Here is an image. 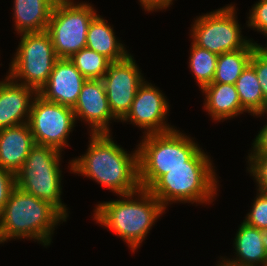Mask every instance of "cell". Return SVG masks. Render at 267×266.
<instances>
[{
    "label": "cell",
    "instance_id": "1",
    "mask_svg": "<svg viewBox=\"0 0 267 266\" xmlns=\"http://www.w3.org/2000/svg\"><path fill=\"white\" fill-rule=\"evenodd\" d=\"M111 134H91L86 153L70 161V170L81 174L113 193L120 195L138 191V150L128 154L112 140Z\"/></svg>",
    "mask_w": 267,
    "mask_h": 266
},
{
    "label": "cell",
    "instance_id": "2",
    "mask_svg": "<svg viewBox=\"0 0 267 266\" xmlns=\"http://www.w3.org/2000/svg\"><path fill=\"white\" fill-rule=\"evenodd\" d=\"M141 141L136 149L142 189L148 190L162 175L176 167H214L199 144L177 129L143 135Z\"/></svg>",
    "mask_w": 267,
    "mask_h": 266
},
{
    "label": "cell",
    "instance_id": "3",
    "mask_svg": "<svg viewBox=\"0 0 267 266\" xmlns=\"http://www.w3.org/2000/svg\"><path fill=\"white\" fill-rule=\"evenodd\" d=\"M120 197L124 199L99 203L93 218L121 237L134 252L166 208L147 189L140 188Z\"/></svg>",
    "mask_w": 267,
    "mask_h": 266
},
{
    "label": "cell",
    "instance_id": "4",
    "mask_svg": "<svg viewBox=\"0 0 267 266\" xmlns=\"http://www.w3.org/2000/svg\"><path fill=\"white\" fill-rule=\"evenodd\" d=\"M61 221L66 217L55 206L16 186L0 213V244L11 238H29L48 246Z\"/></svg>",
    "mask_w": 267,
    "mask_h": 266
},
{
    "label": "cell",
    "instance_id": "5",
    "mask_svg": "<svg viewBox=\"0 0 267 266\" xmlns=\"http://www.w3.org/2000/svg\"><path fill=\"white\" fill-rule=\"evenodd\" d=\"M61 154L54 147L35 144L15 176L19 189L51 203L67 218L68 209L61 202Z\"/></svg>",
    "mask_w": 267,
    "mask_h": 266
},
{
    "label": "cell",
    "instance_id": "6",
    "mask_svg": "<svg viewBox=\"0 0 267 266\" xmlns=\"http://www.w3.org/2000/svg\"><path fill=\"white\" fill-rule=\"evenodd\" d=\"M214 171L213 167H176L162 175L148 191L165 208L171 202L209 204L214 201L219 184Z\"/></svg>",
    "mask_w": 267,
    "mask_h": 266
},
{
    "label": "cell",
    "instance_id": "7",
    "mask_svg": "<svg viewBox=\"0 0 267 266\" xmlns=\"http://www.w3.org/2000/svg\"><path fill=\"white\" fill-rule=\"evenodd\" d=\"M20 36L21 41L7 75L39 92L49 79L59 58L47 31L22 33Z\"/></svg>",
    "mask_w": 267,
    "mask_h": 266
},
{
    "label": "cell",
    "instance_id": "8",
    "mask_svg": "<svg viewBox=\"0 0 267 266\" xmlns=\"http://www.w3.org/2000/svg\"><path fill=\"white\" fill-rule=\"evenodd\" d=\"M97 15L89 3L58 0L54 5L47 27L58 58H70L86 48L90 22Z\"/></svg>",
    "mask_w": 267,
    "mask_h": 266
},
{
    "label": "cell",
    "instance_id": "9",
    "mask_svg": "<svg viewBox=\"0 0 267 266\" xmlns=\"http://www.w3.org/2000/svg\"><path fill=\"white\" fill-rule=\"evenodd\" d=\"M235 10L233 4L227 5L196 18L190 30L192 42L217 55L245 48L252 40L241 34Z\"/></svg>",
    "mask_w": 267,
    "mask_h": 266
},
{
    "label": "cell",
    "instance_id": "10",
    "mask_svg": "<svg viewBox=\"0 0 267 266\" xmlns=\"http://www.w3.org/2000/svg\"><path fill=\"white\" fill-rule=\"evenodd\" d=\"M72 107L34 97L28 124L35 144L54 147L61 152L69 146L67 138L75 127Z\"/></svg>",
    "mask_w": 267,
    "mask_h": 266
},
{
    "label": "cell",
    "instance_id": "11",
    "mask_svg": "<svg viewBox=\"0 0 267 266\" xmlns=\"http://www.w3.org/2000/svg\"><path fill=\"white\" fill-rule=\"evenodd\" d=\"M134 57L111 62L102 78L110 110L117 121L129 113L138 87L145 81Z\"/></svg>",
    "mask_w": 267,
    "mask_h": 266
},
{
    "label": "cell",
    "instance_id": "12",
    "mask_svg": "<svg viewBox=\"0 0 267 266\" xmlns=\"http://www.w3.org/2000/svg\"><path fill=\"white\" fill-rule=\"evenodd\" d=\"M146 82L138 87L131 109L122 121H130L144 129V135L165 133L175 129L165 121L169 110L166 96L156 86Z\"/></svg>",
    "mask_w": 267,
    "mask_h": 266
},
{
    "label": "cell",
    "instance_id": "13",
    "mask_svg": "<svg viewBox=\"0 0 267 266\" xmlns=\"http://www.w3.org/2000/svg\"><path fill=\"white\" fill-rule=\"evenodd\" d=\"M72 109L76 120L88 122L90 134H110L109 123L117 120L110 110L102 79H87Z\"/></svg>",
    "mask_w": 267,
    "mask_h": 266
},
{
    "label": "cell",
    "instance_id": "14",
    "mask_svg": "<svg viewBox=\"0 0 267 266\" xmlns=\"http://www.w3.org/2000/svg\"><path fill=\"white\" fill-rule=\"evenodd\" d=\"M86 80L69 58H59L38 95L46 101L73 108Z\"/></svg>",
    "mask_w": 267,
    "mask_h": 266
},
{
    "label": "cell",
    "instance_id": "15",
    "mask_svg": "<svg viewBox=\"0 0 267 266\" xmlns=\"http://www.w3.org/2000/svg\"><path fill=\"white\" fill-rule=\"evenodd\" d=\"M36 95L38 92L35 89L6 75L0 81V129L28 123Z\"/></svg>",
    "mask_w": 267,
    "mask_h": 266
},
{
    "label": "cell",
    "instance_id": "16",
    "mask_svg": "<svg viewBox=\"0 0 267 266\" xmlns=\"http://www.w3.org/2000/svg\"><path fill=\"white\" fill-rule=\"evenodd\" d=\"M34 145L28 123L0 129V167L16 174Z\"/></svg>",
    "mask_w": 267,
    "mask_h": 266
},
{
    "label": "cell",
    "instance_id": "17",
    "mask_svg": "<svg viewBox=\"0 0 267 266\" xmlns=\"http://www.w3.org/2000/svg\"><path fill=\"white\" fill-rule=\"evenodd\" d=\"M236 258H221L232 266H265L267 262V232L240 224L234 238ZM236 259V260H235Z\"/></svg>",
    "mask_w": 267,
    "mask_h": 266
},
{
    "label": "cell",
    "instance_id": "18",
    "mask_svg": "<svg viewBox=\"0 0 267 266\" xmlns=\"http://www.w3.org/2000/svg\"><path fill=\"white\" fill-rule=\"evenodd\" d=\"M201 90L206 97L204 98V108L214 121L227 120L246 112L233 84L210 83Z\"/></svg>",
    "mask_w": 267,
    "mask_h": 266
},
{
    "label": "cell",
    "instance_id": "19",
    "mask_svg": "<svg viewBox=\"0 0 267 266\" xmlns=\"http://www.w3.org/2000/svg\"><path fill=\"white\" fill-rule=\"evenodd\" d=\"M58 0H14V24L18 34L47 30Z\"/></svg>",
    "mask_w": 267,
    "mask_h": 266
},
{
    "label": "cell",
    "instance_id": "20",
    "mask_svg": "<svg viewBox=\"0 0 267 266\" xmlns=\"http://www.w3.org/2000/svg\"><path fill=\"white\" fill-rule=\"evenodd\" d=\"M101 17L97 14L89 24L86 48L104 55L111 62L124 60L129 55L126 47L116 39L113 27Z\"/></svg>",
    "mask_w": 267,
    "mask_h": 266
},
{
    "label": "cell",
    "instance_id": "21",
    "mask_svg": "<svg viewBox=\"0 0 267 266\" xmlns=\"http://www.w3.org/2000/svg\"><path fill=\"white\" fill-rule=\"evenodd\" d=\"M236 90L238 92L242 107L250 113L260 117L267 113V102L259 84V80L253 66L249 63L242 74L236 80Z\"/></svg>",
    "mask_w": 267,
    "mask_h": 266
},
{
    "label": "cell",
    "instance_id": "22",
    "mask_svg": "<svg viewBox=\"0 0 267 266\" xmlns=\"http://www.w3.org/2000/svg\"><path fill=\"white\" fill-rule=\"evenodd\" d=\"M257 43L251 41L245 48L218 55L217 66L212 83H228L235 85L236 80L250 63Z\"/></svg>",
    "mask_w": 267,
    "mask_h": 266
},
{
    "label": "cell",
    "instance_id": "23",
    "mask_svg": "<svg viewBox=\"0 0 267 266\" xmlns=\"http://www.w3.org/2000/svg\"><path fill=\"white\" fill-rule=\"evenodd\" d=\"M190 48L189 68L200 89L213 82L218 55L198 47L193 42Z\"/></svg>",
    "mask_w": 267,
    "mask_h": 266
},
{
    "label": "cell",
    "instance_id": "24",
    "mask_svg": "<svg viewBox=\"0 0 267 266\" xmlns=\"http://www.w3.org/2000/svg\"><path fill=\"white\" fill-rule=\"evenodd\" d=\"M70 61L86 79H102L111 61L94 50L83 48Z\"/></svg>",
    "mask_w": 267,
    "mask_h": 266
},
{
    "label": "cell",
    "instance_id": "25",
    "mask_svg": "<svg viewBox=\"0 0 267 266\" xmlns=\"http://www.w3.org/2000/svg\"><path fill=\"white\" fill-rule=\"evenodd\" d=\"M257 193L251 210L243 222L267 232V193L260 191Z\"/></svg>",
    "mask_w": 267,
    "mask_h": 266
},
{
    "label": "cell",
    "instance_id": "26",
    "mask_svg": "<svg viewBox=\"0 0 267 266\" xmlns=\"http://www.w3.org/2000/svg\"><path fill=\"white\" fill-rule=\"evenodd\" d=\"M248 172L256 179L257 191L267 193V155L248 154Z\"/></svg>",
    "mask_w": 267,
    "mask_h": 266
},
{
    "label": "cell",
    "instance_id": "27",
    "mask_svg": "<svg viewBox=\"0 0 267 266\" xmlns=\"http://www.w3.org/2000/svg\"><path fill=\"white\" fill-rule=\"evenodd\" d=\"M250 64L255 70L264 95V100L267 102V55L258 46L253 50Z\"/></svg>",
    "mask_w": 267,
    "mask_h": 266
},
{
    "label": "cell",
    "instance_id": "28",
    "mask_svg": "<svg viewBox=\"0 0 267 266\" xmlns=\"http://www.w3.org/2000/svg\"><path fill=\"white\" fill-rule=\"evenodd\" d=\"M247 26L267 35V0H259L249 11Z\"/></svg>",
    "mask_w": 267,
    "mask_h": 266
},
{
    "label": "cell",
    "instance_id": "29",
    "mask_svg": "<svg viewBox=\"0 0 267 266\" xmlns=\"http://www.w3.org/2000/svg\"><path fill=\"white\" fill-rule=\"evenodd\" d=\"M16 187V176L13 172L0 167V213Z\"/></svg>",
    "mask_w": 267,
    "mask_h": 266
},
{
    "label": "cell",
    "instance_id": "30",
    "mask_svg": "<svg viewBox=\"0 0 267 266\" xmlns=\"http://www.w3.org/2000/svg\"><path fill=\"white\" fill-rule=\"evenodd\" d=\"M254 140L250 154L267 155V124L263 126Z\"/></svg>",
    "mask_w": 267,
    "mask_h": 266
},
{
    "label": "cell",
    "instance_id": "31",
    "mask_svg": "<svg viewBox=\"0 0 267 266\" xmlns=\"http://www.w3.org/2000/svg\"><path fill=\"white\" fill-rule=\"evenodd\" d=\"M141 6L148 12L163 10L172 5L173 0H139Z\"/></svg>",
    "mask_w": 267,
    "mask_h": 266
},
{
    "label": "cell",
    "instance_id": "32",
    "mask_svg": "<svg viewBox=\"0 0 267 266\" xmlns=\"http://www.w3.org/2000/svg\"><path fill=\"white\" fill-rule=\"evenodd\" d=\"M257 46L262 52H264L267 55V44H266V47H263L262 45H258V44H257Z\"/></svg>",
    "mask_w": 267,
    "mask_h": 266
},
{
    "label": "cell",
    "instance_id": "33",
    "mask_svg": "<svg viewBox=\"0 0 267 266\" xmlns=\"http://www.w3.org/2000/svg\"><path fill=\"white\" fill-rule=\"evenodd\" d=\"M217 266H232V265H229L228 263H226V262L222 259L221 262L218 263Z\"/></svg>",
    "mask_w": 267,
    "mask_h": 266
}]
</instances>
